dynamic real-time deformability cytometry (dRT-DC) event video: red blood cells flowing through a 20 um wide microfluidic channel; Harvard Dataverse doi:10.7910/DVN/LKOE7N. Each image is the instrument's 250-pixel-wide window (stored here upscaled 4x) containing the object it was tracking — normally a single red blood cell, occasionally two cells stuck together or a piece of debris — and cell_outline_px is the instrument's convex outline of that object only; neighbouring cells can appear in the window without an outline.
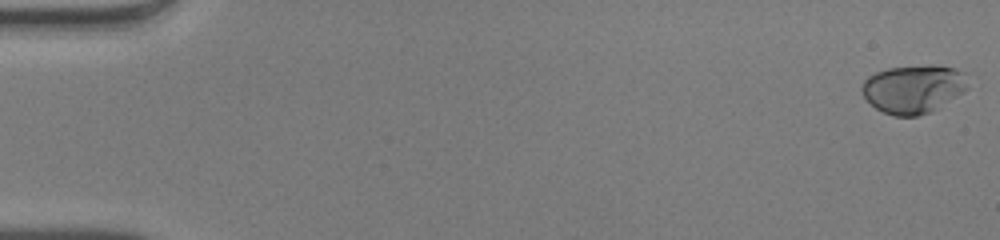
{"species": "human", "species_latin": "Homo sapiens", "temperature_condition": "warm", "stored_images_in_passage": 17, "camera_frame_rate_fps": 3000, "um_per_image_px": 0.085, "donor": {"sex": "male"}, "frame": {"image": 1, "passage_image": 1, "time_ms": 0.0, "image_size_px": [1000, 240], "cell_outline_px": [[968, 88], [964, 92], [932, 112], [916, 116], [892, 116], [876, 108], [864, 96], [860, 88], [864, 80], [868, 76], [876, 72], [888, 68], [928, 64], [932, 64], [956, 68], [964, 72]], "centroid_in_image_um": [77.65, 7.55], "position_along_channel_um": 7.3, "area_um2": 30.17}}
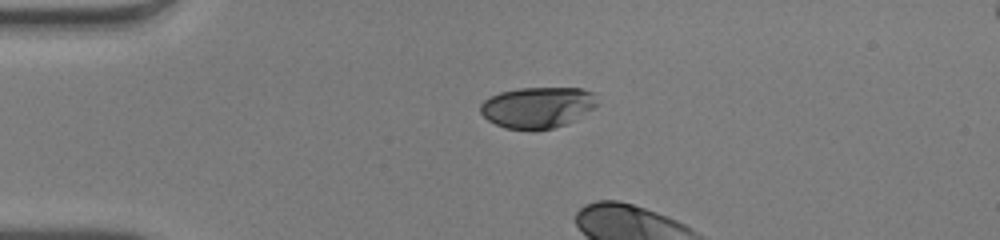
{"frame": {"image": 2, "passage_image": 13, "time_ms": 4.0, "image_size_px": [1000, 240], "cell_outline_px": [[600, 104], [596, 108], [568, 124], [552, 128], [532, 132], [504, 128], [488, 120], [480, 112], [480, 104], [484, 100], [500, 92], [520, 88], [580, 88], [592, 92]], "centroid_in_image_um": [45.72, 9.16], "position_along_channel_um": 39.3, "area_um2": 28.55}}